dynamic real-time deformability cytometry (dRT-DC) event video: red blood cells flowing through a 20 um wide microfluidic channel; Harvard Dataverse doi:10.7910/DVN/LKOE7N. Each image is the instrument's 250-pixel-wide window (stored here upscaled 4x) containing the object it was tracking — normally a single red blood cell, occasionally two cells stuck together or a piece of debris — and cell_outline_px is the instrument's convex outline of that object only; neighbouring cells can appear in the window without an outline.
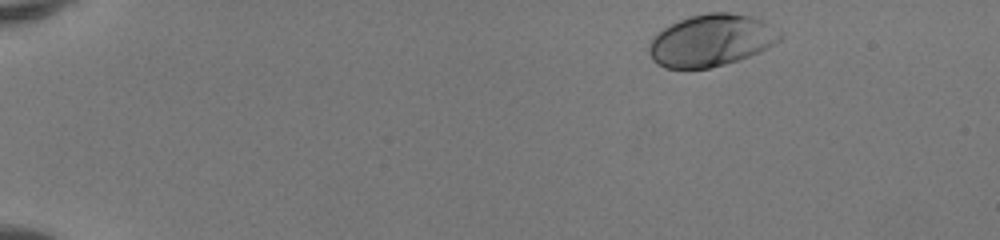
{"species": "human", "species_latin": "Homo sapiens", "temperature_condition": "room temperature", "stored_images_in_passage": 45, "camera_frame_rate_fps": 3000, "um_per_image_px": 0.085, "donor": {"sex": "female"}, "frame": {"image": 1, "passage_image": 1, "time_ms": 0.0, "image_size_px": [1000, 240], "cell_outline_px": [[784, 36], [780, 40], [748, 56], [724, 64], [708, 68], [664, 68], [656, 64], [652, 60], [648, 52], [648, 44], [664, 28], [680, 20], [692, 16], [708, 12], [728, 12], [752, 16], [764, 20], [780, 32]], "centroid_in_image_um": [60.44, 3.43], "position_along_channel_um": 24.6, "area_um2": 39.25}}
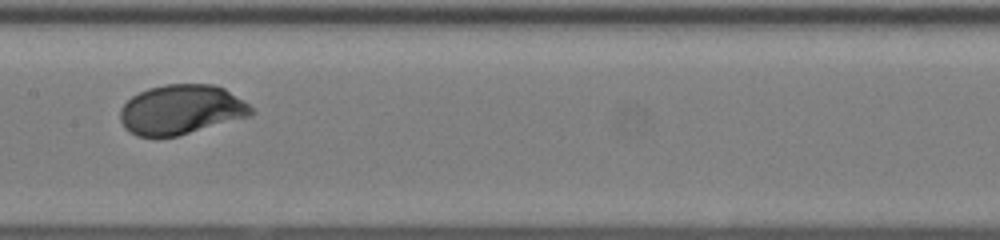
{"frame": {"image": 2, "passage_image": 22, "time_ms": 7.0, "image_size_px": [1000, 240], "cell_outline_px": [[256, 112], [252, 116], [176, 136], [136, 136], [124, 128], [120, 120], [120, 108], [132, 96], [148, 88], [164, 84], [212, 84], [224, 88], [248, 104]], "centroid_in_image_um": [15.4, 9.32], "position_along_channel_um": 192.0, "area_um2": 37.92}}
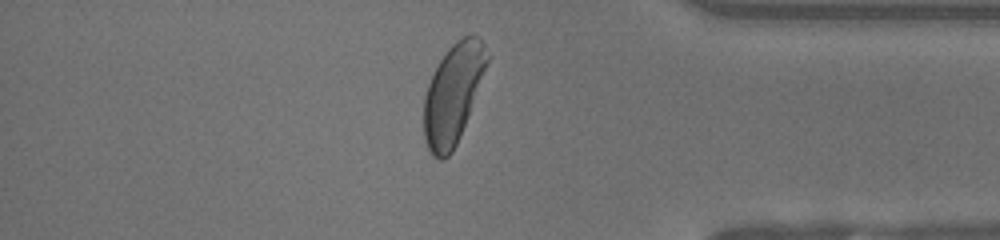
{"frame": {"image": 3, "passage_image": 38, "time_ms": 12.333, "image_size_px": [1000, 240], "cell_outline_px": [[488, 60], [468, 116], [460, 136], [452, 152], [444, 160], [440, 160], [432, 156], [424, 140], [424, 96], [428, 84], [440, 60], [448, 48], [456, 40], [464, 36], [476, 36], [484, 44], [488, 56]], "centroid_in_image_um": [38.47, 8.02], "position_along_channel_um": 396.7, "area_um2": 36.07}, "authors_computed_cell_mechanics": {"area_um2": 37.6278, "velocity_mm_per_s": 4.1109, "shape_relaxation_time_tau1_ms": 1.4863, "shape_relaxation_time_tau2_ms": null, "deformation_change_tau1": 0.1363, "deformation_change_tau2": null}}